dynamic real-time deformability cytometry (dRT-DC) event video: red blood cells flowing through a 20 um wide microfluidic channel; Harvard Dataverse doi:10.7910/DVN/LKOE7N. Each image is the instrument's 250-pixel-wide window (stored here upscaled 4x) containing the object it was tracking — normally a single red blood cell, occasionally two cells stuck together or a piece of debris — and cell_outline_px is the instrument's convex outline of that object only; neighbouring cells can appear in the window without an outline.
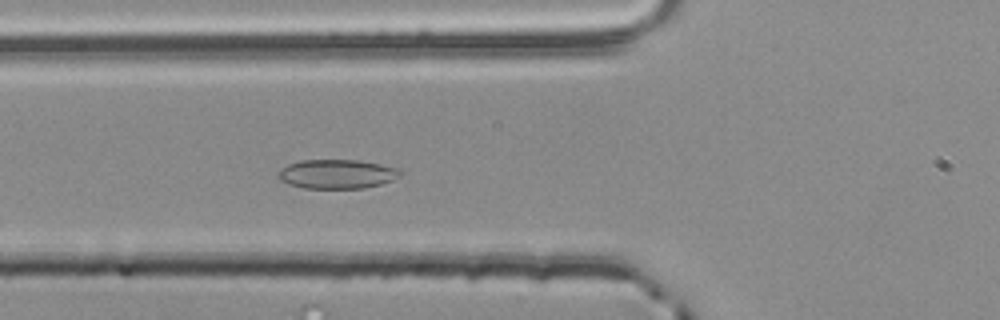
{"species": "common noctule bat (a hibernating species)", "species_latin": "Nyctalus noctula", "temperature_condition": "room temperature", "stored_images_in_passage": 20, "camera_frame_rate_fps": 3000, "um_per_image_px": 0.085, "animal": {"sex": "male", "body_mass_g": 20.4}, "frame": {"image": 1, "passage_image": 6, "time_ms": 1.667, "image_size_px": [1000, 320], "cell_outline_px": [[400, 176], [392, 180], [380, 184], [364, 188], [304, 188], [288, 184], [280, 180], [276, 176], [276, 172], [280, 168], [288, 164], [300, 160], [356, 160], [380, 164], [396, 168], [400, 172]], "centroid_in_image_um": [28.56, 14.79], "position_along_channel_um": 97.2, "area_um2": 20.75}}
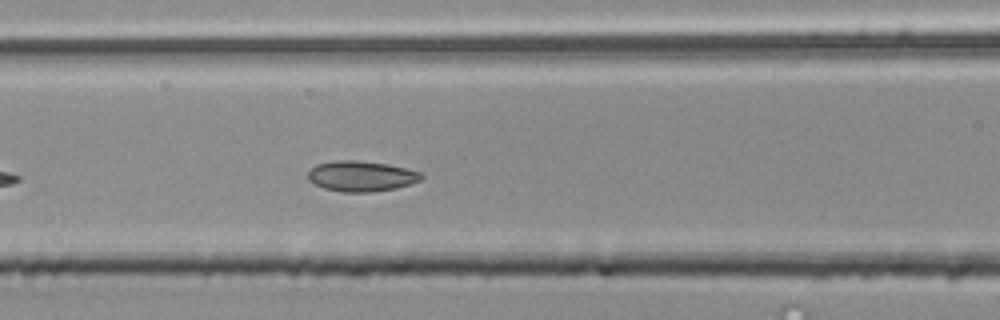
{"frame": {"image": 2, "passage_image": 9, "time_ms": 2.667, "image_size_px": [1000, 320], "cell_outline_px": [[424, 176], [420, 180], [412, 184], [396, 188], [372, 192], [344, 192], [324, 188], [308, 180], [308, 172], [316, 164], [336, 160], [356, 160], [388, 164], [420, 172]], "centroid_in_image_um": [30.71, 14.97], "position_along_channel_um": 135.9, "area_um2": 20.11}}